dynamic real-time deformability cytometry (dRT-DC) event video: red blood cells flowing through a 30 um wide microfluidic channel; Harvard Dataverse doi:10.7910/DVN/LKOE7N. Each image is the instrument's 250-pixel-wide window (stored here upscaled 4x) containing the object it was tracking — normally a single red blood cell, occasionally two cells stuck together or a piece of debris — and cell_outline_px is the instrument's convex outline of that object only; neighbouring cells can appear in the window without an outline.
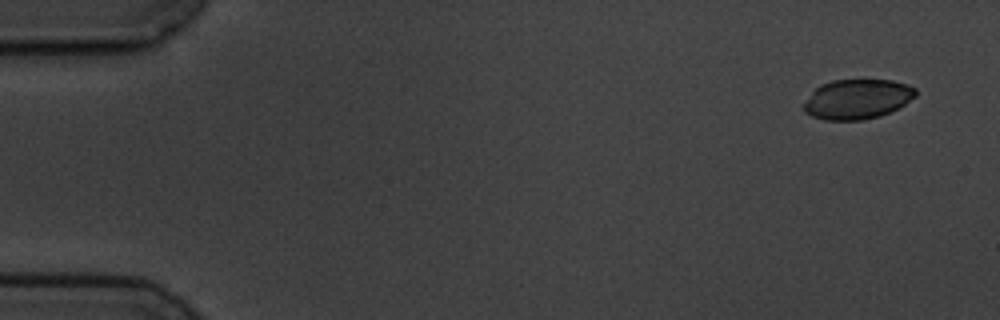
{"species": "common noctule bat (a hibernating species)", "species_latin": "Nyctalus noctula", "temperature_condition": "cold", "stored_images_in_passage": 4, "camera_frame_rate_fps": 3000, "um_per_image_px": 0.085, "animal": {"sex": "male", "body_mass_g": 19.5, "forearm_length_mm": 54.6}, "frame": {"image": 1, "passage_image": 1, "time_ms": 0.0, "image_size_px": [1000, 320], "cell_outline_px": [[916, 96], [900, 108], [880, 116], [864, 120], [824, 120], [812, 116], [804, 112], [804, 104], [812, 92], [820, 84], [832, 80], [892, 80], [908, 84], [916, 88]], "centroid_in_image_um": [72.9, 8.43], "position_along_channel_um": 12.1, "area_um2": 26.13}}